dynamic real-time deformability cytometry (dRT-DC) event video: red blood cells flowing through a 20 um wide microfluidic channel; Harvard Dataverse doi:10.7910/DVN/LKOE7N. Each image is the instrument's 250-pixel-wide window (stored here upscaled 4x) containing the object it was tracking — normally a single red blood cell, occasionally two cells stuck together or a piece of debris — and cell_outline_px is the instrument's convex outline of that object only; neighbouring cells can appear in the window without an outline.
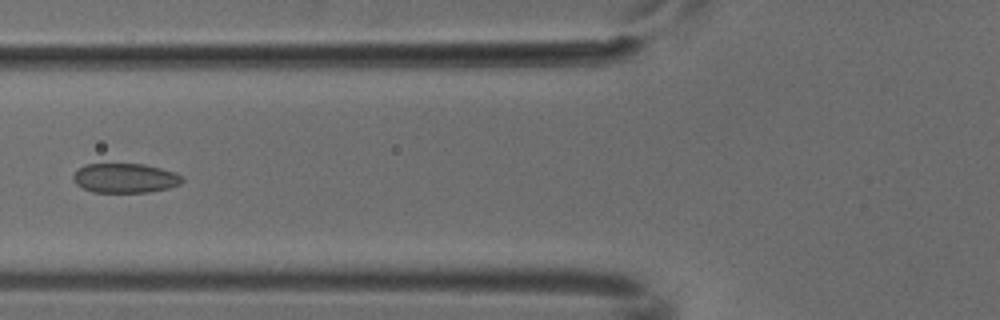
{"species": "common noctule bat (a hibernating species)", "species_latin": "Nyctalus noctula", "temperature_condition": "cold", "stored_images_in_passage": 5, "camera_frame_rate_fps": 3000, "um_per_image_px": 0.085, "animal": {"sex": "male", "body_mass_g": 18.8}, "frame": {"image": 1, "passage_image": 4, "time_ms": 1.0, "image_size_px": [1000, 320], "cell_outline_px": [[184, 180], [180, 184], [168, 188], [148, 192], [92, 192], [76, 184], [72, 180], [72, 176], [84, 164], [144, 164], [176, 172]], "centroid_in_image_um": [10.62, 15.14], "position_along_channel_um": 115.2, "area_um2": 18.67}}
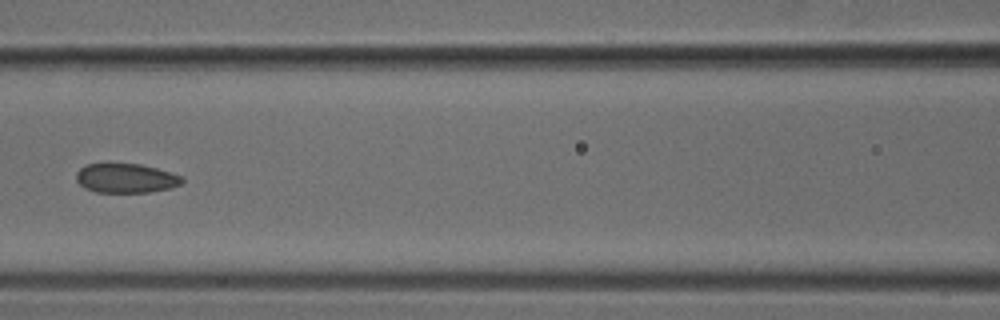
{"frame": {"image": 2, "passage_image": 5, "time_ms": 1.333, "image_size_px": [1000, 320], "cell_outline_px": [[184, 180], [180, 184], [172, 188], [148, 192], [96, 192], [84, 188], [76, 180], [76, 172], [84, 164], [140, 164], [156, 168], [184, 176]], "centroid_in_image_um": [10.7, 15.15], "position_along_channel_um": 155.9, "area_um2": 18.15}}